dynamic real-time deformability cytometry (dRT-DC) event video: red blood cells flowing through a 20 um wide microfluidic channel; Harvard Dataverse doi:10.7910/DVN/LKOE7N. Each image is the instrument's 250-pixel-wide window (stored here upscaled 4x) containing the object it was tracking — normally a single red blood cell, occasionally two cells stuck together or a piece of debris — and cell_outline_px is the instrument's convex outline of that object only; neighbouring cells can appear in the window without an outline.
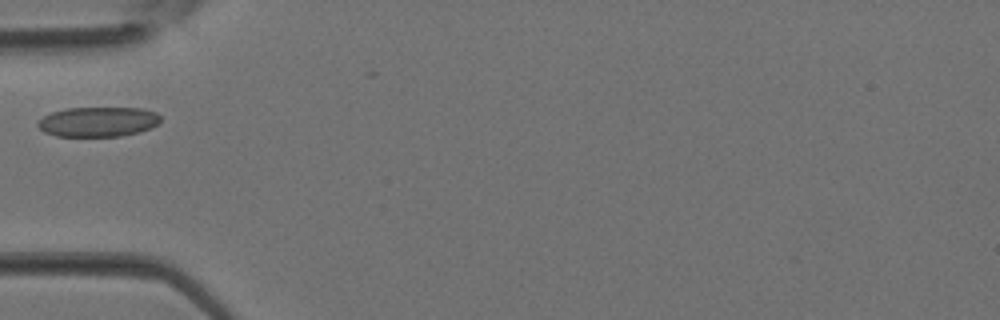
{"species": "Egyptian fruit bat (a non-hibernating species)", "species_latin": "Rousettus aegyptiacus", "temperature_condition": "room temperature", "stored_images_in_passage": 2, "camera_frame_rate_fps": 3000, "um_per_image_px": 0.085, "animal": {"sex": "female"}, "frame": {"image": 1, "passage_image": 2, "time_ms": 0.333, "image_size_px": [1000, 320], "cell_outline_px": [[160, 120], [156, 124], [148, 128], [136, 132], [120, 136], [56, 136], [44, 132], [36, 124], [44, 116], [52, 112], [64, 108], [140, 108], [156, 112], [160, 116]], "centroid_in_image_um": [8.3, 10.34], "position_along_channel_um": 76.7, "area_um2": 21.1}}